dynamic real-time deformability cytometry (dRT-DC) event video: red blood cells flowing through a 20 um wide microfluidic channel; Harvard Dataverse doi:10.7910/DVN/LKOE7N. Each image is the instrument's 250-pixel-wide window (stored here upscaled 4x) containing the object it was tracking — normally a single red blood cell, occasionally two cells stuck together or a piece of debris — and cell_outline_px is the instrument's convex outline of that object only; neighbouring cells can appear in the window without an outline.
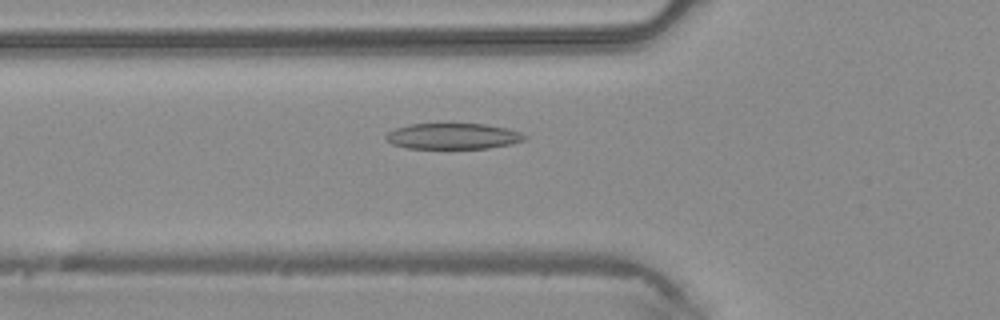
{"species": "common noctule bat (a hibernating species)", "species_latin": "Nyctalus noctula", "temperature_condition": "warm", "stored_images_in_passage": 37, "segment_of_instrument_passage": [1, 2], "camera_frame_rate_fps": 3000, "um_per_image_px": 0.085, "animal": {"sex": "male", "body_mass_g": 20.4}, "frame": {"image": 1, "passage_image": 10, "time_ms": 3.0, "image_size_px": [1000, 320], "cell_outline_px": [[528, 136], [524, 140], [512, 144], [488, 148], [404, 148], [392, 144], [384, 136], [388, 132], [396, 128], [408, 124], [484, 124], [504, 128], [520, 132]], "centroid_in_image_um": [38.49, 11.58], "position_along_channel_um": 87.3, "area_um2": 20.81}}
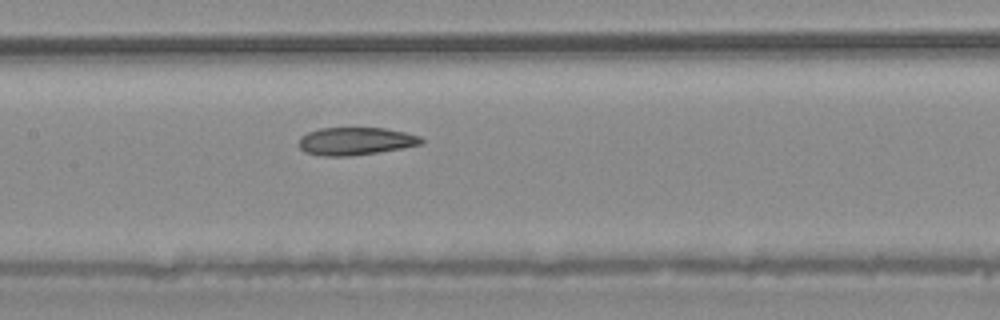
{"frame": {"image": 2, "passage_image": 16, "time_ms": 5.0, "image_size_px": [1000, 320], "cell_outline_px": [[424, 140], [420, 144], [400, 148], [376, 152], [348, 156], [324, 156], [304, 152], [300, 148], [300, 136], [308, 132], [320, 128], [384, 128], [404, 132], [420, 136]], "centroid_in_image_um": [30.19, 11.99], "position_along_channel_um": 177.2, "area_um2": 19.54}}
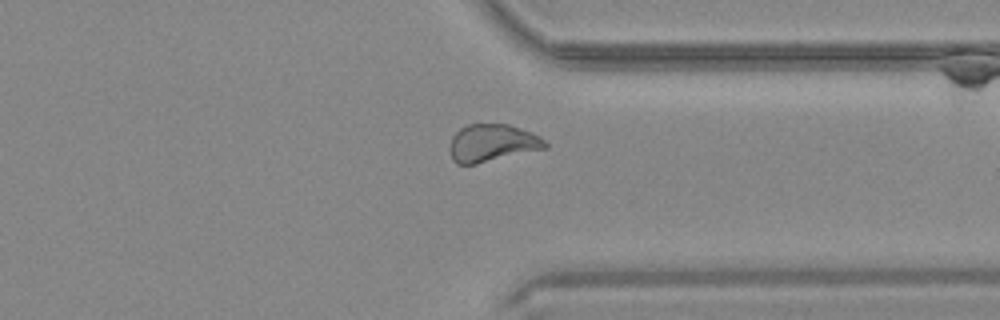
{"frame": {"image": 3, "passage_image": 29, "time_ms": 9.333, "image_size_px": [1000, 320], "cell_outline_px": [[548, 148], [476, 164], [456, 164], [452, 160], [448, 148], [452, 136], [460, 128], [468, 124], [508, 124], [532, 132], [540, 136], [548, 144]], "centroid_in_image_um": [41.82, 12.16], "position_along_channel_um": 369.6, "area_um2": 21.1}}